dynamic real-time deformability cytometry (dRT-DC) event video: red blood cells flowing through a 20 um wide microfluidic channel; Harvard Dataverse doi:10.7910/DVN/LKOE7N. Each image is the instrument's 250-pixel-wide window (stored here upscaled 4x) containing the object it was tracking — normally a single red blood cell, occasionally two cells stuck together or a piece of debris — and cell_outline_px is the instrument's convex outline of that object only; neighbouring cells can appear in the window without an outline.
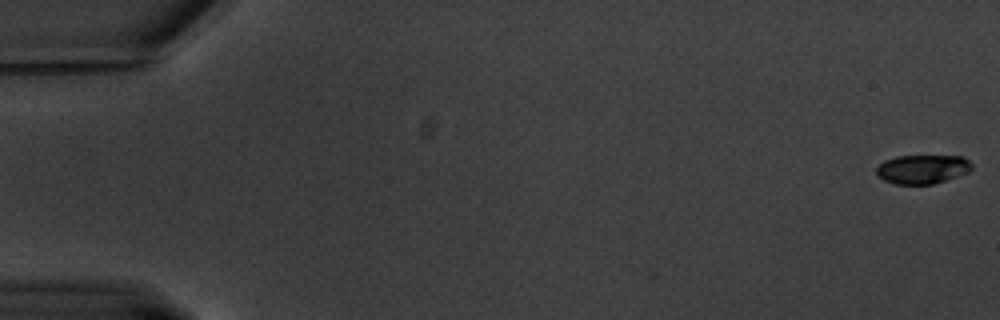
{"species": "common noctule bat (a hibernating species)", "species_latin": "Nyctalus noctula", "temperature_condition": "warm", "stored_images_in_passage": 60, "camera_frame_rate_fps": 3000, "um_per_image_px": 0.085, "animal": {"sex": "male", "body_mass_g": 20.1, "forearm_length_mm": 53.5}, "frame": {"image": 1, "passage_image": 1, "time_ms": 0.0, "image_size_px": [1000, 320], "cell_outline_px": [[972, 168], [968, 172], [932, 184], [892, 184], [876, 176], [876, 168], [884, 160], [896, 156], [964, 156], [972, 164]], "centroid_in_image_um": [78.37, 14.37], "position_along_channel_um": 6.6, "area_um2": 16.13}}
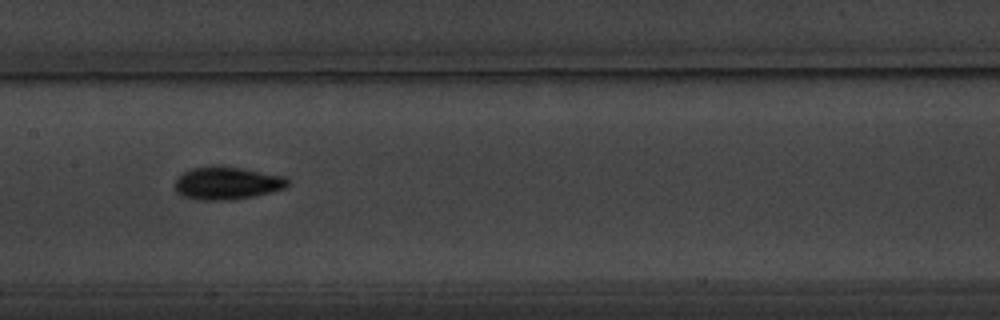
{"frame": {"image": 2, "passage_image": 32, "time_ms": 10.333, "image_size_px": [1000, 320], "cell_outline_px": [[288, 184], [284, 188], [252, 196], [232, 200], [200, 200], [184, 196], [176, 192], [176, 180], [184, 172], [192, 168], [216, 164], [220, 164], [244, 168], [284, 176], [288, 180]], "centroid_in_image_um": [19.28, 15.54], "position_along_channel_um": 188.1, "area_um2": 21.56}}
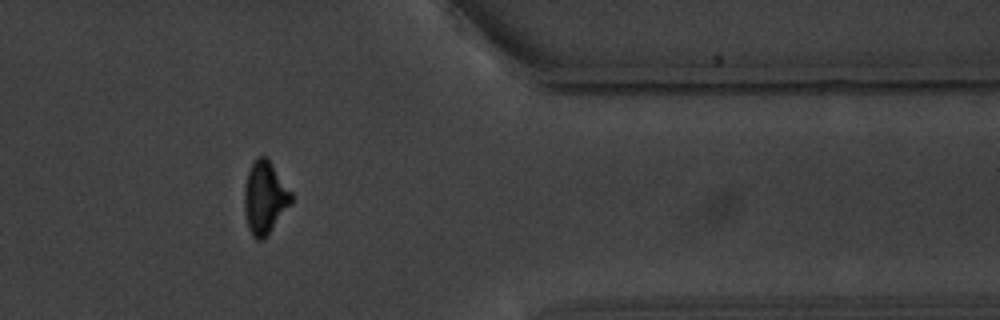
{"frame": {"image": 3, "passage_image": 52, "time_ms": 17.0, "image_size_px": [1000, 320], "cell_outline_px": [[292, 200], [264, 240], [256, 240], [252, 236], [248, 228], [244, 212], [244, 188], [248, 172], [256, 156], [264, 156], [272, 164], [292, 192]], "centroid_in_image_um": [22.48, 16.81], "position_along_channel_um": 388.9, "area_um2": 19.65}}